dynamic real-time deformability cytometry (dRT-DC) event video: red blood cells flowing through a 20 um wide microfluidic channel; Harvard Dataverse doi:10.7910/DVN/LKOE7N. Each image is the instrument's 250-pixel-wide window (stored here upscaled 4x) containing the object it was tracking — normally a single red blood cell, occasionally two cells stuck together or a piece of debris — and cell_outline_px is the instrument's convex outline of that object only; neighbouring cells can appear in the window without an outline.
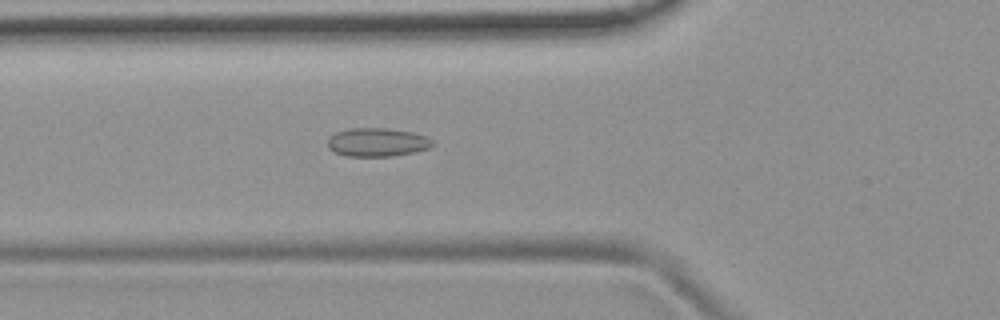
{"species": "common noctule bat (a hibernating species)", "species_latin": "Nyctalus noctula", "temperature_condition": "room temperature", "stored_images_in_passage": 53, "camera_frame_rate_fps": 3000, "um_per_image_px": 0.085, "animal": {"sex": "female", "body_mass_g": 19.9}, "frame": {"image": 1, "passage_image": 18, "time_ms": 5.667, "image_size_px": [1000, 320], "cell_outline_px": [[436, 144], [428, 148], [412, 152], [392, 156], [344, 156], [328, 148], [328, 136], [336, 132], [348, 128], [388, 128], [412, 132], [424, 136], [432, 140]], "centroid_in_image_um": [32.03, 12.08], "position_along_channel_um": 93.8, "area_um2": 17.46}}
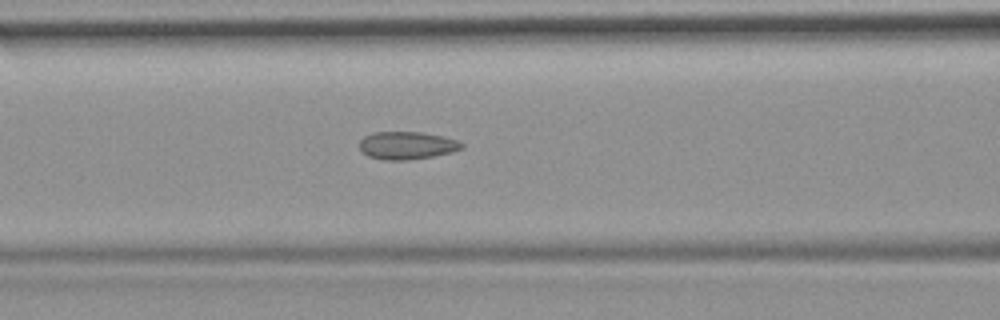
{"frame": {"image": 2, "passage_image": 21, "time_ms": 6.667, "image_size_px": [1000, 320], "cell_outline_px": [[464, 148], [452, 152], [432, 156], [408, 160], [384, 160], [368, 156], [360, 148], [360, 140], [364, 136], [372, 132], [420, 132], [440, 136], [456, 140], [464, 144]], "centroid_in_image_um": [34.58, 12.36], "position_along_channel_um": 132.0, "area_um2": 16.42}}
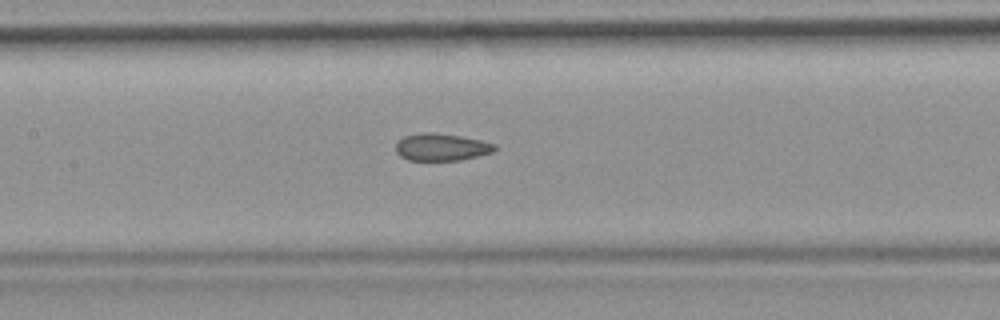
{"frame": {"image": 3, "passage_image": 24, "time_ms": 7.667, "image_size_px": [1000, 320], "cell_outline_px": [[496, 148], [492, 152], [460, 160], [408, 160], [400, 156], [396, 152], [396, 144], [404, 136], [420, 132], [432, 132], [460, 136], [480, 140], [496, 144]], "centroid_in_image_um": [37.5, 12.5], "position_along_channel_um": 169.9, "area_um2": 15.61}, "authors_computed_cell_mechanics": {"area_um2": 16.7042, "velocity_mm_per_s": 3.7808, "shape_relaxation_time_tau1_ms": null, "shape_relaxation_time_tau2_ms": 3.2123, "deformation_change_tau1": null, "deformation_change_tau2": 0.0902}}